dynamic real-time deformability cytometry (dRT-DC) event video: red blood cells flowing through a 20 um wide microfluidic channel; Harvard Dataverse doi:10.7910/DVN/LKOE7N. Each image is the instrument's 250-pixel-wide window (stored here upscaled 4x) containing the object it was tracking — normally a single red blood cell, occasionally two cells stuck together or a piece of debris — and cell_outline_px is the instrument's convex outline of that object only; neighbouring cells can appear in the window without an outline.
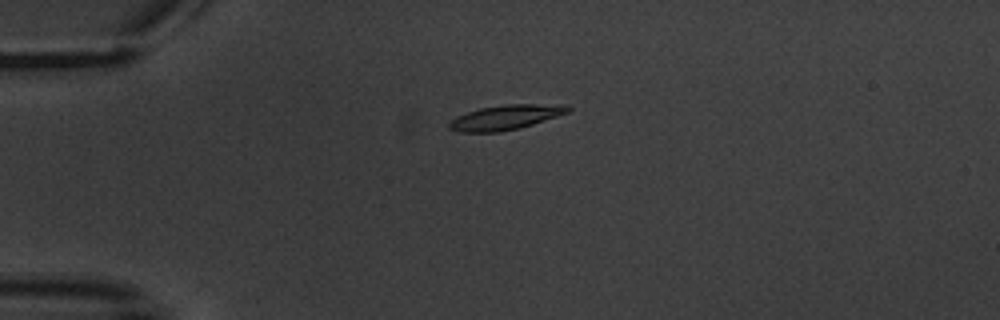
{"species": "common noctule bat (a hibernating species)", "species_latin": "Nyctalus noctula", "temperature_condition": "warm", "stored_images_in_passage": 2, "camera_frame_rate_fps": 3000, "um_per_image_px": 0.085, "animal": {"sex": "male", "body_mass_g": 20.1, "forearm_length_mm": 53.5}, "frame": {"image": 1, "passage_image": 1, "time_ms": 0.0, "image_size_px": [1000, 320], "cell_outline_px": [[572, 108], [568, 112], [520, 128], [500, 132], [460, 132], [448, 128], [448, 124], [456, 116], [480, 108], [504, 104], [564, 104]], "centroid_in_image_um": [42.97, 9.97], "position_along_channel_um": 42.0, "area_um2": 17.05}}